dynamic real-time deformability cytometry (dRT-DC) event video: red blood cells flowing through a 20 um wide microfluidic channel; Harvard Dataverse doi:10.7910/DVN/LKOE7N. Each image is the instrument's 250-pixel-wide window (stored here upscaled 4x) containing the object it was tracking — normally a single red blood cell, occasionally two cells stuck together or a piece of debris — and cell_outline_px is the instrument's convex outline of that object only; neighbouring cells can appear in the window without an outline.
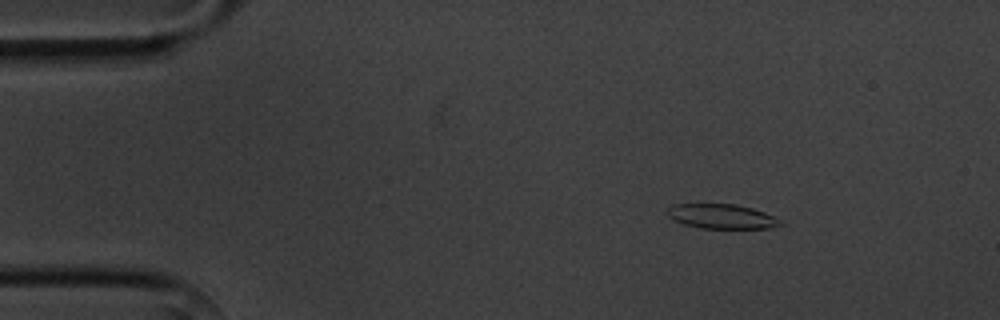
{"species": "common noctule bat (a hibernating species)", "species_latin": "Nyctalus noctula", "temperature_condition": "cold", "stored_images_in_passage": 5, "camera_frame_rate_fps": 3000, "um_per_image_px": 0.085, "animal": {"sex": "male", "body_mass_g": 20.1, "forearm_length_mm": 53.5}, "frame": {"image": 1, "passage_image": 2, "time_ms": 1.333, "image_size_px": [1000, 320], "cell_outline_px": [[784, 224], [772, 228], [700, 228], [684, 224], [668, 216], [668, 208], [672, 204], [736, 204], [752, 208], [764, 212], [784, 220]], "centroid_in_image_um": [61.41, 18.39], "position_along_channel_um": 23.6, "area_um2": 16.24}}
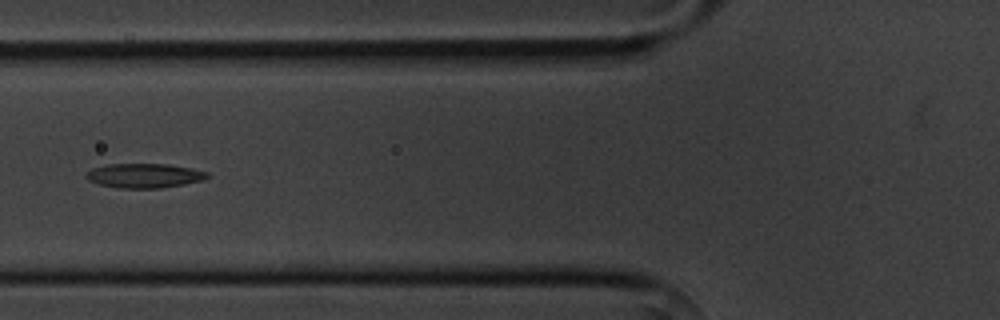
{"frame": {"image": 2, "passage_image": 5, "time_ms": 5.667, "image_size_px": [1000, 320], "cell_outline_px": [[208, 176], [204, 180], [184, 184], [160, 188], [116, 188], [100, 184], [88, 180], [84, 176], [92, 168], [104, 164], [168, 164], [192, 168], [208, 172]], "centroid_in_image_um": [12.25, 14.92], "position_along_channel_um": 113.5, "area_um2": 17.28}}